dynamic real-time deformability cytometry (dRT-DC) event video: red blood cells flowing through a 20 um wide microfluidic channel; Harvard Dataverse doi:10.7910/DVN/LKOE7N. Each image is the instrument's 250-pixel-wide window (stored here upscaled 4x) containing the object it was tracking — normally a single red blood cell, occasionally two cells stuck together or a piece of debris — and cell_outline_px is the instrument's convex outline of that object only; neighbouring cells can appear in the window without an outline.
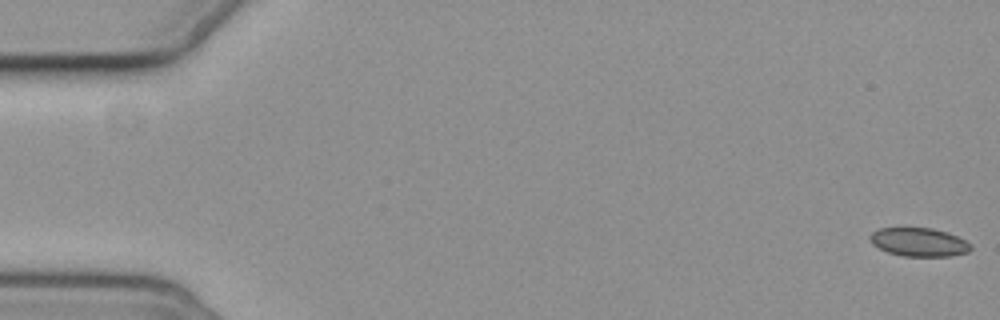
{"species": "common noctule bat (a hibernating species)", "species_latin": "Nyctalus noctula", "temperature_condition": "cold", "stored_images_in_passage": 6, "segment_of_instrument_passage": [1, 2], "camera_frame_rate_fps": 3000, "um_per_image_px": 0.085, "animal": {"sex": "female", "body_mass_g": 19.3, "forearm_length_mm": 54.1}, "frame": {"image": 1, "passage_image": 1, "time_ms": 0.0, "image_size_px": [1000, 320], "cell_outline_px": [[972, 248], [968, 252], [952, 256], [904, 256], [888, 252], [872, 244], [868, 240], [868, 236], [872, 232], [880, 228], [932, 228], [948, 232], [972, 244]], "centroid_in_image_um": [78.11, 20.58], "position_along_channel_um": 6.9, "area_um2": 16.82}}